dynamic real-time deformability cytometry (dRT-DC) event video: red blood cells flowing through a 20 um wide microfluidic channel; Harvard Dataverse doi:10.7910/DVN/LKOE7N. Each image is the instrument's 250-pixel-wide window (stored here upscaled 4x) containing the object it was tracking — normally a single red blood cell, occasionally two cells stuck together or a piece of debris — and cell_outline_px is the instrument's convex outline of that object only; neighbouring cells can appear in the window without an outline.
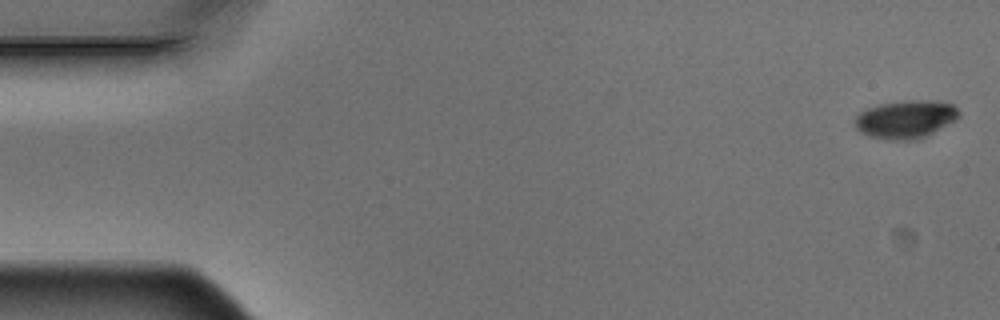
{"species": "Egyptian fruit bat (a non-hibernating species)", "species_latin": "Rousettus aegyptiacus", "temperature_condition": "warm", "stored_images_in_passage": 6, "camera_frame_rate_fps": 3000, "um_per_image_px": 0.085, "animal": {"sex": "male"}, "frame": {"image": 1, "passage_image": 6, "time_ms": 1.667, "image_size_px": [1000, 320], "cell_outline_px": [[960, 116], [956, 120], [920, 140], [888, 140], [868, 136], [860, 132], [856, 128], [856, 116], [860, 112], [868, 108], [880, 104], [904, 100], [932, 100], [952, 104], [960, 112]], "centroid_in_image_um": [77.0, 10.15], "position_along_channel_um": 8.0, "area_um2": 23.29}}